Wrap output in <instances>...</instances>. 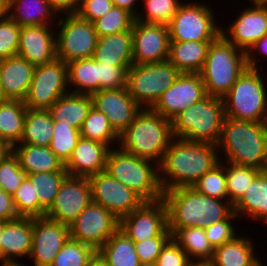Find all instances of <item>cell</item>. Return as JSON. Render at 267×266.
Returning a JSON list of instances; mask_svg holds the SVG:
<instances>
[{
	"mask_svg": "<svg viewBox=\"0 0 267 266\" xmlns=\"http://www.w3.org/2000/svg\"><path fill=\"white\" fill-rule=\"evenodd\" d=\"M35 66L20 56L0 60L3 100L24 101L31 85Z\"/></svg>",
	"mask_w": 267,
	"mask_h": 266,
	"instance_id": "25",
	"label": "cell"
},
{
	"mask_svg": "<svg viewBox=\"0 0 267 266\" xmlns=\"http://www.w3.org/2000/svg\"><path fill=\"white\" fill-rule=\"evenodd\" d=\"M235 18L228 30L221 28V34L237 48L247 52L258 40L267 35V6L252 4ZM226 31V32H225ZM226 33V34H225Z\"/></svg>",
	"mask_w": 267,
	"mask_h": 266,
	"instance_id": "21",
	"label": "cell"
},
{
	"mask_svg": "<svg viewBox=\"0 0 267 266\" xmlns=\"http://www.w3.org/2000/svg\"><path fill=\"white\" fill-rule=\"evenodd\" d=\"M52 10L58 15H73L76 14L81 0H47ZM65 13V14H64Z\"/></svg>",
	"mask_w": 267,
	"mask_h": 266,
	"instance_id": "56",
	"label": "cell"
},
{
	"mask_svg": "<svg viewBox=\"0 0 267 266\" xmlns=\"http://www.w3.org/2000/svg\"><path fill=\"white\" fill-rule=\"evenodd\" d=\"M132 48L133 64H151L168 60V26L135 20L132 27Z\"/></svg>",
	"mask_w": 267,
	"mask_h": 266,
	"instance_id": "18",
	"label": "cell"
},
{
	"mask_svg": "<svg viewBox=\"0 0 267 266\" xmlns=\"http://www.w3.org/2000/svg\"><path fill=\"white\" fill-rule=\"evenodd\" d=\"M130 67L98 63L99 91L127 87V71Z\"/></svg>",
	"mask_w": 267,
	"mask_h": 266,
	"instance_id": "49",
	"label": "cell"
},
{
	"mask_svg": "<svg viewBox=\"0 0 267 266\" xmlns=\"http://www.w3.org/2000/svg\"><path fill=\"white\" fill-rule=\"evenodd\" d=\"M138 1L139 0H112L114 6L128 10L135 17L139 13L135 7L136 3H139Z\"/></svg>",
	"mask_w": 267,
	"mask_h": 266,
	"instance_id": "57",
	"label": "cell"
},
{
	"mask_svg": "<svg viewBox=\"0 0 267 266\" xmlns=\"http://www.w3.org/2000/svg\"><path fill=\"white\" fill-rule=\"evenodd\" d=\"M180 74L181 72L169 60L133 64L127 71L129 95L141 108H152Z\"/></svg>",
	"mask_w": 267,
	"mask_h": 266,
	"instance_id": "9",
	"label": "cell"
},
{
	"mask_svg": "<svg viewBox=\"0 0 267 266\" xmlns=\"http://www.w3.org/2000/svg\"><path fill=\"white\" fill-rule=\"evenodd\" d=\"M162 199L167 207L168 228L194 226L205 229L234 212L230 202L200 194L193 187L164 191Z\"/></svg>",
	"mask_w": 267,
	"mask_h": 266,
	"instance_id": "2",
	"label": "cell"
},
{
	"mask_svg": "<svg viewBox=\"0 0 267 266\" xmlns=\"http://www.w3.org/2000/svg\"><path fill=\"white\" fill-rule=\"evenodd\" d=\"M110 149L106 144L81 137L65 163L68 175L89 178L105 171Z\"/></svg>",
	"mask_w": 267,
	"mask_h": 266,
	"instance_id": "23",
	"label": "cell"
},
{
	"mask_svg": "<svg viewBox=\"0 0 267 266\" xmlns=\"http://www.w3.org/2000/svg\"><path fill=\"white\" fill-rule=\"evenodd\" d=\"M7 15V0H0V21H2Z\"/></svg>",
	"mask_w": 267,
	"mask_h": 266,
	"instance_id": "59",
	"label": "cell"
},
{
	"mask_svg": "<svg viewBox=\"0 0 267 266\" xmlns=\"http://www.w3.org/2000/svg\"><path fill=\"white\" fill-rule=\"evenodd\" d=\"M193 188L200 194L229 202L226 187V163L220 161L211 170L206 172Z\"/></svg>",
	"mask_w": 267,
	"mask_h": 266,
	"instance_id": "42",
	"label": "cell"
},
{
	"mask_svg": "<svg viewBox=\"0 0 267 266\" xmlns=\"http://www.w3.org/2000/svg\"><path fill=\"white\" fill-rule=\"evenodd\" d=\"M96 259L92 246L69 238L50 266H90Z\"/></svg>",
	"mask_w": 267,
	"mask_h": 266,
	"instance_id": "40",
	"label": "cell"
},
{
	"mask_svg": "<svg viewBox=\"0 0 267 266\" xmlns=\"http://www.w3.org/2000/svg\"><path fill=\"white\" fill-rule=\"evenodd\" d=\"M191 266H211L209 263H193Z\"/></svg>",
	"mask_w": 267,
	"mask_h": 266,
	"instance_id": "63",
	"label": "cell"
},
{
	"mask_svg": "<svg viewBox=\"0 0 267 266\" xmlns=\"http://www.w3.org/2000/svg\"><path fill=\"white\" fill-rule=\"evenodd\" d=\"M18 217L39 218V199L34 186L27 178L12 195Z\"/></svg>",
	"mask_w": 267,
	"mask_h": 266,
	"instance_id": "47",
	"label": "cell"
},
{
	"mask_svg": "<svg viewBox=\"0 0 267 266\" xmlns=\"http://www.w3.org/2000/svg\"><path fill=\"white\" fill-rule=\"evenodd\" d=\"M206 96L204 83L199 73H181L151 109L172 121L180 112Z\"/></svg>",
	"mask_w": 267,
	"mask_h": 266,
	"instance_id": "17",
	"label": "cell"
},
{
	"mask_svg": "<svg viewBox=\"0 0 267 266\" xmlns=\"http://www.w3.org/2000/svg\"><path fill=\"white\" fill-rule=\"evenodd\" d=\"M53 126L54 121L48 110L27 109L19 144L49 146L53 135Z\"/></svg>",
	"mask_w": 267,
	"mask_h": 266,
	"instance_id": "37",
	"label": "cell"
},
{
	"mask_svg": "<svg viewBox=\"0 0 267 266\" xmlns=\"http://www.w3.org/2000/svg\"><path fill=\"white\" fill-rule=\"evenodd\" d=\"M106 266H141L134 242L118 229L97 251Z\"/></svg>",
	"mask_w": 267,
	"mask_h": 266,
	"instance_id": "32",
	"label": "cell"
},
{
	"mask_svg": "<svg viewBox=\"0 0 267 266\" xmlns=\"http://www.w3.org/2000/svg\"><path fill=\"white\" fill-rule=\"evenodd\" d=\"M187 253L171 238L162 248L155 266H191Z\"/></svg>",
	"mask_w": 267,
	"mask_h": 266,
	"instance_id": "52",
	"label": "cell"
},
{
	"mask_svg": "<svg viewBox=\"0 0 267 266\" xmlns=\"http://www.w3.org/2000/svg\"><path fill=\"white\" fill-rule=\"evenodd\" d=\"M251 238L236 236L214 249L211 266H260L261 260L254 252ZM255 253V254H254Z\"/></svg>",
	"mask_w": 267,
	"mask_h": 266,
	"instance_id": "29",
	"label": "cell"
},
{
	"mask_svg": "<svg viewBox=\"0 0 267 266\" xmlns=\"http://www.w3.org/2000/svg\"><path fill=\"white\" fill-rule=\"evenodd\" d=\"M20 26L8 15L0 21V60L18 55Z\"/></svg>",
	"mask_w": 267,
	"mask_h": 266,
	"instance_id": "48",
	"label": "cell"
},
{
	"mask_svg": "<svg viewBox=\"0 0 267 266\" xmlns=\"http://www.w3.org/2000/svg\"><path fill=\"white\" fill-rule=\"evenodd\" d=\"M3 100V90L1 86V77H0V101Z\"/></svg>",
	"mask_w": 267,
	"mask_h": 266,
	"instance_id": "65",
	"label": "cell"
},
{
	"mask_svg": "<svg viewBox=\"0 0 267 266\" xmlns=\"http://www.w3.org/2000/svg\"><path fill=\"white\" fill-rule=\"evenodd\" d=\"M112 148L107 156L105 171L145 202L162 199L164 192L159 182V165L149 159L124 152L119 147Z\"/></svg>",
	"mask_w": 267,
	"mask_h": 266,
	"instance_id": "6",
	"label": "cell"
},
{
	"mask_svg": "<svg viewBox=\"0 0 267 266\" xmlns=\"http://www.w3.org/2000/svg\"><path fill=\"white\" fill-rule=\"evenodd\" d=\"M212 41H170L168 60L181 73H199Z\"/></svg>",
	"mask_w": 267,
	"mask_h": 266,
	"instance_id": "31",
	"label": "cell"
},
{
	"mask_svg": "<svg viewBox=\"0 0 267 266\" xmlns=\"http://www.w3.org/2000/svg\"><path fill=\"white\" fill-rule=\"evenodd\" d=\"M114 6L112 0H81L77 15L84 20L94 22L104 16Z\"/></svg>",
	"mask_w": 267,
	"mask_h": 266,
	"instance_id": "53",
	"label": "cell"
},
{
	"mask_svg": "<svg viewBox=\"0 0 267 266\" xmlns=\"http://www.w3.org/2000/svg\"><path fill=\"white\" fill-rule=\"evenodd\" d=\"M172 237H153L134 242L137 256L142 265H155L162 248Z\"/></svg>",
	"mask_w": 267,
	"mask_h": 266,
	"instance_id": "51",
	"label": "cell"
},
{
	"mask_svg": "<svg viewBox=\"0 0 267 266\" xmlns=\"http://www.w3.org/2000/svg\"><path fill=\"white\" fill-rule=\"evenodd\" d=\"M119 226L120 220L109 210L92 202L69 226L70 238L90 245L98 251Z\"/></svg>",
	"mask_w": 267,
	"mask_h": 266,
	"instance_id": "14",
	"label": "cell"
},
{
	"mask_svg": "<svg viewBox=\"0 0 267 266\" xmlns=\"http://www.w3.org/2000/svg\"><path fill=\"white\" fill-rule=\"evenodd\" d=\"M11 151H12V148L9 145L0 141V165Z\"/></svg>",
	"mask_w": 267,
	"mask_h": 266,
	"instance_id": "58",
	"label": "cell"
},
{
	"mask_svg": "<svg viewBox=\"0 0 267 266\" xmlns=\"http://www.w3.org/2000/svg\"><path fill=\"white\" fill-rule=\"evenodd\" d=\"M18 157L20 167L28 175L40 172L66 171L65 164L60 160L49 146H34L19 144L12 148Z\"/></svg>",
	"mask_w": 267,
	"mask_h": 266,
	"instance_id": "27",
	"label": "cell"
},
{
	"mask_svg": "<svg viewBox=\"0 0 267 266\" xmlns=\"http://www.w3.org/2000/svg\"><path fill=\"white\" fill-rule=\"evenodd\" d=\"M68 85V66L63 60L56 58L50 63L35 66L25 105L32 110H48L70 92Z\"/></svg>",
	"mask_w": 267,
	"mask_h": 266,
	"instance_id": "12",
	"label": "cell"
},
{
	"mask_svg": "<svg viewBox=\"0 0 267 266\" xmlns=\"http://www.w3.org/2000/svg\"><path fill=\"white\" fill-rule=\"evenodd\" d=\"M172 122L151 108H142L120 135L124 152L149 159L158 165L173 140Z\"/></svg>",
	"mask_w": 267,
	"mask_h": 266,
	"instance_id": "4",
	"label": "cell"
},
{
	"mask_svg": "<svg viewBox=\"0 0 267 266\" xmlns=\"http://www.w3.org/2000/svg\"><path fill=\"white\" fill-rule=\"evenodd\" d=\"M55 26L57 58L65 63L93 57L98 35L92 22L81 19L77 14L63 15Z\"/></svg>",
	"mask_w": 267,
	"mask_h": 266,
	"instance_id": "11",
	"label": "cell"
},
{
	"mask_svg": "<svg viewBox=\"0 0 267 266\" xmlns=\"http://www.w3.org/2000/svg\"><path fill=\"white\" fill-rule=\"evenodd\" d=\"M28 178V173L20 167L18 157L11 151L0 165V187L7 194L19 188L21 182Z\"/></svg>",
	"mask_w": 267,
	"mask_h": 266,
	"instance_id": "46",
	"label": "cell"
},
{
	"mask_svg": "<svg viewBox=\"0 0 267 266\" xmlns=\"http://www.w3.org/2000/svg\"><path fill=\"white\" fill-rule=\"evenodd\" d=\"M1 235H2V223L0 224V261H1Z\"/></svg>",
	"mask_w": 267,
	"mask_h": 266,
	"instance_id": "64",
	"label": "cell"
},
{
	"mask_svg": "<svg viewBox=\"0 0 267 266\" xmlns=\"http://www.w3.org/2000/svg\"><path fill=\"white\" fill-rule=\"evenodd\" d=\"M71 93L92 95L99 91L98 62L91 58L77 59L67 64ZM71 86V88H70Z\"/></svg>",
	"mask_w": 267,
	"mask_h": 266,
	"instance_id": "36",
	"label": "cell"
},
{
	"mask_svg": "<svg viewBox=\"0 0 267 266\" xmlns=\"http://www.w3.org/2000/svg\"><path fill=\"white\" fill-rule=\"evenodd\" d=\"M144 2V13H138L136 21L144 23H155L168 25L177 13L179 6L182 4L179 0H142ZM144 14V15H142ZM146 15V16H145Z\"/></svg>",
	"mask_w": 267,
	"mask_h": 266,
	"instance_id": "45",
	"label": "cell"
},
{
	"mask_svg": "<svg viewBox=\"0 0 267 266\" xmlns=\"http://www.w3.org/2000/svg\"><path fill=\"white\" fill-rule=\"evenodd\" d=\"M92 106L91 95L69 92L60 97L48 111L54 122L80 130Z\"/></svg>",
	"mask_w": 267,
	"mask_h": 266,
	"instance_id": "28",
	"label": "cell"
},
{
	"mask_svg": "<svg viewBox=\"0 0 267 266\" xmlns=\"http://www.w3.org/2000/svg\"><path fill=\"white\" fill-rule=\"evenodd\" d=\"M0 262L2 263L1 266H25L23 264V262H19L18 260H15V261H0Z\"/></svg>",
	"mask_w": 267,
	"mask_h": 266,
	"instance_id": "60",
	"label": "cell"
},
{
	"mask_svg": "<svg viewBox=\"0 0 267 266\" xmlns=\"http://www.w3.org/2000/svg\"><path fill=\"white\" fill-rule=\"evenodd\" d=\"M7 13L20 27L52 25L56 16L47 0H7Z\"/></svg>",
	"mask_w": 267,
	"mask_h": 266,
	"instance_id": "33",
	"label": "cell"
},
{
	"mask_svg": "<svg viewBox=\"0 0 267 266\" xmlns=\"http://www.w3.org/2000/svg\"><path fill=\"white\" fill-rule=\"evenodd\" d=\"M236 218L239 217L233 212L225 220L215 224H209L204 229L206 237L213 249L233 240L237 236V232L234 228L235 226L234 224L232 225Z\"/></svg>",
	"mask_w": 267,
	"mask_h": 266,
	"instance_id": "50",
	"label": "cell"
},
{
	"mask_svg": "<svg viewBox=\"0 0 267 266\" xmlns=\"http://www.w3.org/2000/svg\"><path fill=\"white\" fill-rule=\"evenodd\" d=\"M51 26L20 27L18 56L34 66H41L54 61L57 58L56 31Z\"/></svg>",
	"mask_w": 267,
	"mask_h": 266,
	"instance_id": "22",
	"label": "cell"
},
{
	"mask_svg": "<svg viewBox=\"0 0 267 266\" xmlns=\"http://www.w3.org/2000/svg\"><path fill=\"white\" fill-rule=\"evenodd\" d=\"M217 148L225 162L267 170V122L225 117Z\"/></svg>",
	"mask_w": 267,
	"mask_h": 266,
	"instance_id": "3",
	"label": "cell"
},
{
	"mask_svg": "<svg viewBox=\"0 0 267 266\" xmlns=\"http://www.w3.org/2000/svg\"><path fill=\"white\" fill-rule=\"evenodd\" d=\"M93 107L102 112L120 136L142 109L129 95L127 87L100 90L91 95Z\"/></svg>",
	"mask_w": 267,
	"mask_h": 266,
	"instance_id": "20",
	"label": "cell"
},
{
	"mask_svg": "<svg viewBox=\"0 0 267 266\" xmlns=\"http://www.w3.org/2000/svg\"><path fill=\"white\" fill-rule=\"evenodd\" d=\"M217 145L174 137L159 164L163 192L193 185L222 160Z\"/></svg>",
	"mask_w": 267,
	"mask_h": 266,
	"instance_id": "1",
	"label": "cell"
},
{
	"mask_svg": "<svg viewBox=\"0 0 267 266\" xmlns=\"http://www.w3.org/2000/svg\"><path fill=\"white\" fill-rule=\"evenodd\" d=\"M80 134L83 138L106 144L110 148L116 141L119 145L120 141V136L112 128L109 119L93 106L80 129Z\"/></svg>",
	"mask_w": 267,
	"mask_h": 266,
	"instance_id": "39",
	"label": "cell"
},
{
	"mask_svg": "<svg viewBox=\"0 0 267 266\" xmlns=\"http://www.w3.org/2000/svg\"><path fill=\"white\" fill-rule=\"evenodd\" d=\"M234 213L267 223V170L261 171L242 197L233 205ZM267 225V224H265Z\"/></svg>",
	"mask_w": 267,
	"mask_h": 266,
	"instance_id": "30",
	"label": "cell"
},
{
	"mask_svg": "<svg viewBox=\"0 0 267 266\" xmlns=\"http://www.w3.org/2000/svg\"><path fill=\"white\" fill-rule=\"evenodd\" d=\"M252 4H265L267 0H249Z\"/></svg>",
	"mask_w": 267,
	"mask_h": 266,
	"instance_id": "62",
	"label": "cell"
},
{
	"mask_svg": "<svg viewBox=\"0 0 267 266\" xmlns=\"http://www.w3.org/2000/svg\"><path fill=\"white\" fill-rule=\"evenodd\" d=\"M168 229L172 233V239L187 253L191 261L194 259V263H209L212 260L214 249L206 237L204 228L193 226Z\"/></svg>",
	"mask_w": 267,
	"mask_h": 266,
	"instance_id": "35",
	"label": "cell"
},
{
	"mask_svg": "<svg viewBox=\"0 0 267 266\" xmlns=\"http://www.w3.org/2000/svg\"><path fill=\"white\" fill-rule=\"evenodd\" d=\"M90 266H106V265L102 263L99 258H97Z\"/></svg>",
	"mask_w": 267,
	"mask_h": 266,
	"instance_id": "61",
	"label": "cell"
},
{
	"mask_svg": "<svg viewBox=\"0 0 267 266\" xmlns=\"http://www.w3.org/2000/svg\"><path fill=\"white\" fill-rule=\"evenodd\" d=\"M93 58L111 66H132V30L98 37Z\"/></svg>",
	"mask_w": 267,
	"mask_h": 266,
	"instance_id": "26",
	"label": "cell"
},
{
	"mask_svg": "<svg viewBox=\"0 0 267 266\" xmlns=\"http://www.w3.org/2000/svg\"><path fill=\"white\" fill-rule=\"evenodd\" d=\"M18 213L12 195L7 194L0 187V219L3 222L17 219Z\"/></svg>",
	"mask_w": 267,
	"mask_h": 266,
	"instance_id": "54",
	"label": "cell"
},
{
	"mask_svg": "<svg viewBox=\"0 0 267 266\" xmlns=\"http://www.w3.org/2000/svg\"><path fill=\"white\" fill-rule=\"evenodd\" d=\"M225 109L223 98L206 96L198 103L180 112L172 122L173 137L188 141L217 145Z\"/></svg>",
	"mask_w": 267,
	"mask_h": 266,
	"instance_id": "7",
	"label": "cell"
},
{
	"mask_svg": "<svg viewBox=\"0 0 267 266\" xmlns=\"http://www.w3.org/2000/svg\"><path fill=\"white\" fill-rule=\"evenodd\" d=\"M33 219L19 217L2 222L1 261L28 257L32 250Z\"/></svg>",
	"mask_w": 267,
	"mask_h": 266,
	"instance_id": "24",
	"label": "cell"
},
{
	"mask_svg": "<svg viewBox=\"0 0 267 266\" xmlns=\"http://www.w3.org/2000/svg\"><path fill=\"white\" fill-rule=\"evenodd\" d=\"M246 68V52L220 34L212 41L199 72L206 94L223 98Z\"/></svg>",
	"mask_w": 267,
	"mask_h": 266,
	"instance_id": "5",
	"label": "cell"
},
{
	"mask_svg": "<svg viewBox=\"0 0 267 266\" xmlns=\"http://www.w3.org/2000/svg\"><path fill=\"white\" fill-rule=\"evenodd\" d=\"M27 109L22 100L0 101V141L11 148L20 142Z\"/></svg>",
	"mask_w": 267,
	"mask_h": 266,
	"instance_id": "34",
	"label": "cell"
},
{
	"mask_svg": "<svg viewBox=\"0 0 267 266\" xmlns=\"http://www.w3.org/2000/svg\"><path fill=\"white\" fill-rule=\"evenodd\" d=\"M119 229L133 242L153 237H172L168 229L167 207L163 199L144 202L120 220Z\"/></svg>",
	"mask_w": 267,
	"mask_h": 266,
	"instance_id": "15",
	"label": "cell"
},
{
	"mask_svg": "<svg viewBox=\"0 0 267 266\" xmlns=\"http://www.w3.org/2000/svg\"><path fill=\"white\" fill-rule=\"evenodd\" d=\"M182 3L167 25L170 41H213L221 34L215 11L205 3ZM217 24V25H216Z\"/></svg>",
	"mask_w": 267,
	"mask_h": 266,
	"instance_id": "10",
	"label": "cell"
},
{
	"mask_svg": "<svg viewBox=\"0 0 267 266\" xmlns=\"http://www.w3.org/2000/svg\"><path fill=\"white\" fill-rule=\"evenodd\" d=\"M135 16L128 10L113 6L104 16L93 22L98 37L132 30Z\"/></svg>",
	"mask_w": 267,
	"mask_h": 266,
	"instance_id": "43",
	"label": "cell"
},
{
	"mask_svg": "<svg viewBox=\"0 0 267 266\" xmlns=\"http://www.w3.org/2000/svg\"><path fill=\"white\" fill-rule=\"evenodd\" d=\"M81 138L80 130L70 125L54 122L53 135L49 148L64 162L69 160L73 149Z\"/></svg>",
	"mask_w": 267,
	"mask_h": 266,
	"instance_id": "44",
	"label": "cell"
},
{
	"mask_svg": "<svg viewBox=\"0 0 267 266\" xmlns=\"http://www.w3.org/2000/svg\"><path fill=\"white\" fill-rule=\"evenodd\" d=\"M259 71L247 67L223 97L225 117L267 122V89Z\"/></svg>",
	"mask_w": 267,
	"mask_h": 266,
	"instance_id": "8",
	"label": "cell"
},
{
	"mask_svg": "<svg viewBox=\"0 0 267 266\" xmlns=\"http://www.w3.org/2000/svg\"><path fill=\"white\" fill-rule=\"evenodd\" d=\"M67 176V171L40 172L28 175V179L34 186L35 197L39 199V217H44L46 211L52 206L60 186Z\"/></svg>",
	"mask_w": 267,
	"mask_h": 266,
	"instance_id": "38",
	"label": "cell"
},
{
	"mask_svg": "<svg viewBox=\"0 0 267 266\" xmlns=\"http://www.w3.org/2000/svg\"><path fill=\"white\" fill-rule=\"evenodd\" d=\"M253 51V52H251ZM255 51V52H254ZM256 52H260L257 55H261L262 57L266 56L267 57V35L264 36L263 38H261L260 40L256 41L250 48L249 50L246 52V63H247V67L251 68V69H263L262 66H257V61L255 58V54Z\"/></svg>",
	"mask_w": 267,
	"mask_h": 266,
	"instance_id": "55",
	"label": "cell"
},
{
	"mask_svg": "<svg viewBox=\"0 0 267 266\" xmlns=\"http://www.w3.org/2000/svg\"><path fill=\"white\" fill-rule=\"evenodd\" d=\"M92 201L91 187L87 177L67 176L54 203L45 216L66 226H70Z\"/></svg>",
	"mask_w": 267,
	"mask_h": 266,
	"instance_id": "16",
	"label": "cell"
},
{
	"mask_svg": "<svg viewBox=\"0 0 267 266\" xmlns=\"http://www.w3.org/2000/svg\"><path fill=\"white\" fill-rule=\"evenodd\" d=\"M88 180L93 203L109 210L118 220L126 217L145 202L107 171L90 176Z\"/></svg>",
	"mask_w": 267,
	"mask_h": 266,
	"instance_id": "13",
	"label": "cell"
},
{
	"mask_svg": "<svg viewBox=\"0 0 267 266\" xmlns=\"http://www.w3.org/2000/svg\"><path fill=\"white\" fill-rule=\"evenodd\" d=\"M70 238L69 226L50 218H33L32 250L29 256L35 266H50Z\"/></svg>",
	"mask_w": 267,
	"mask_h": 266,
	"instance_id": "19",
	"label": "cell"
},
{
	"mask_svg": "<svg viewBox=\"0 0 267 266\" xmlns=\"http://www.w3.org/2000/svg\"><path fill=\"white\" fill-rule=\"evenodd\" d=\"M226 187L229 202L234 205L261 172L253 167L226 162Z\"/></svg>",
	"mask_w": 267,
	"mask_h": 266,
	"instance_id": "41",
	"label": "cell"
}]
</instances>
